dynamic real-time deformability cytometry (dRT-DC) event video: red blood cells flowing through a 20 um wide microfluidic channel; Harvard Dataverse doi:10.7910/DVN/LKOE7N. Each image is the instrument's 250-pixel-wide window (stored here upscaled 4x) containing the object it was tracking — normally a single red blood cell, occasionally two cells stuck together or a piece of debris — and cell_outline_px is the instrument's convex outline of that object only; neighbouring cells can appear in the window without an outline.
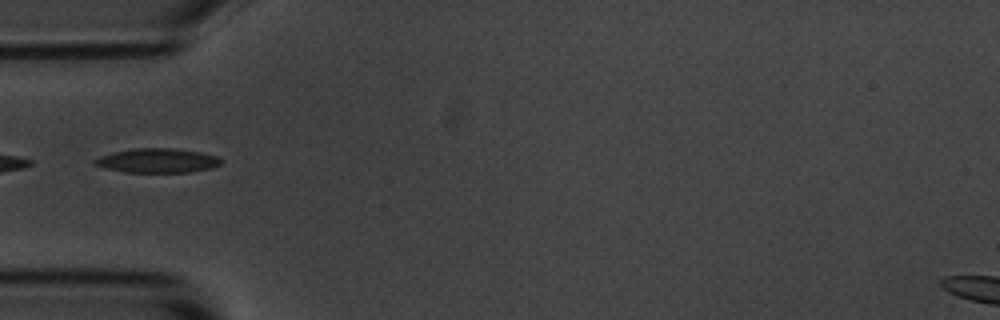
{"species": "common noctule bat (a hibernating species)", "species_latin": "Nyctalus noctula", "temperature_condition": "room temperature", "stored_images_in_passage": 3, "camera_frame_rate_fps": 3000, "um_per_image_px": 0.085, "animal": {"sex": "male", "body_mass_g": 20.1, "forearm_length_mm": 53.5}, "frame": {"image": 1, "passage_image": 3, "time_ms": 3.0, "image_size_px": [1000, 320], "cell_outline_px": [[224, 160], [220, 164], [212, 168], [188, 172], [124, 172], [104, 168], [96, 164], [92, 160], [100, 156], [132, 148], [168, 148], [200, 152], [216, 156]], "centroid_in_image_um": [13.39, 13.65], "position_along_channel_um": 71.6, "area_um2": 17.74}}